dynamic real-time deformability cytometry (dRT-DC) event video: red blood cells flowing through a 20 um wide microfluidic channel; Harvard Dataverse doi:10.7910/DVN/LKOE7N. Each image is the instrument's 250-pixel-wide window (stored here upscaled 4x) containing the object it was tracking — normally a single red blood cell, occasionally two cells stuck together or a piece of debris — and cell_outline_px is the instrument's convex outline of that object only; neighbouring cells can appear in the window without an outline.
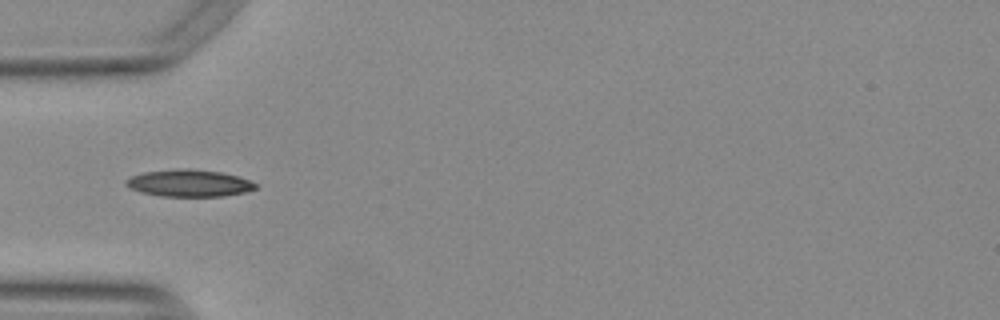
{"species": "Egyptian fruit bat (a non-hibernating species)", "species_latin": "Rousettus aegyptiacus", "temperature_condition": "warm", "stored_images_in_passage": 23, "camera_frame_rate_fps": 3000, "um_per_image_px": 0.085, "animal": {"sex": "female"}, "frame": {"image": 1, "passage_image": 1, "time_ms": 0.0, "image_size_px": [1000, 320], "cell_outline_px": [[256, 188], [244, 192], [224, 196], [160, 196], [144, 192], [132, 188], [124, 184], [132, 176], [144, 172], [176, 168], [188, 168], [220, 172], [236, 176], [248, 180], [256, 184]], "centroid_in_image_um": [16.08, 15.56], "position_along_channel_um": 68.9, "area_um2": 20.06}}